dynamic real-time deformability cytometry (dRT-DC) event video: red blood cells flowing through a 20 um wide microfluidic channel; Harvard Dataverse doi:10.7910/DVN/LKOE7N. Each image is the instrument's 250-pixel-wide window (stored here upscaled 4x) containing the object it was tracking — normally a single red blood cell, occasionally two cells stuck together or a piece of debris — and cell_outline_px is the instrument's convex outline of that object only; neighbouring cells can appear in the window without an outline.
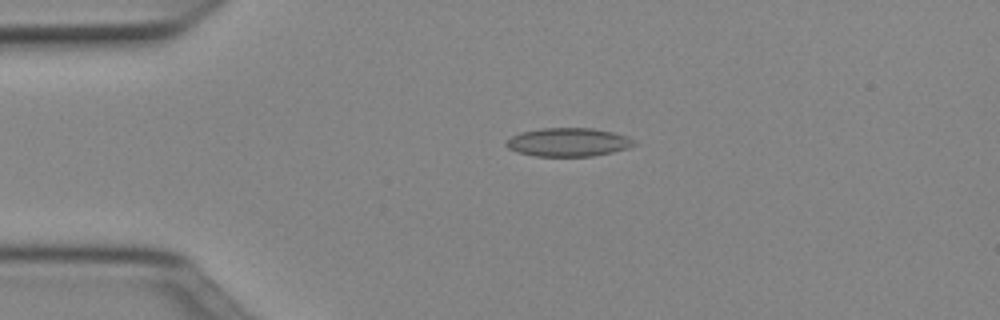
{"species": "Egyptian fruit bat (a non-hibernating species)", "species_latin": "Rousettus aegyptiacus", "temperature_condition": "cold", "stored_images_in_passage": 49, "camera_frame_rate_fps": 3000, "um_per_image_px": 0.085, "animal": {"sex": "female"}, "frame": {"image": 1, "passage_image": 10, "time_ms": 3.0, "image_size_px": [1000, 320], "cell_outline_px": [[636, 144], [628, 148], [612, 152], [592, 156], [536, 156], [516, 152], [508, 148], [504, 144], [504, 140], [520, 132], [540, 128], [592, 128], [612, 132], [628, 136]], "centroid_in_image_um": [48.25, 12.08], "position_along_channel_um": 36.8, "area_um2": 21.33}}
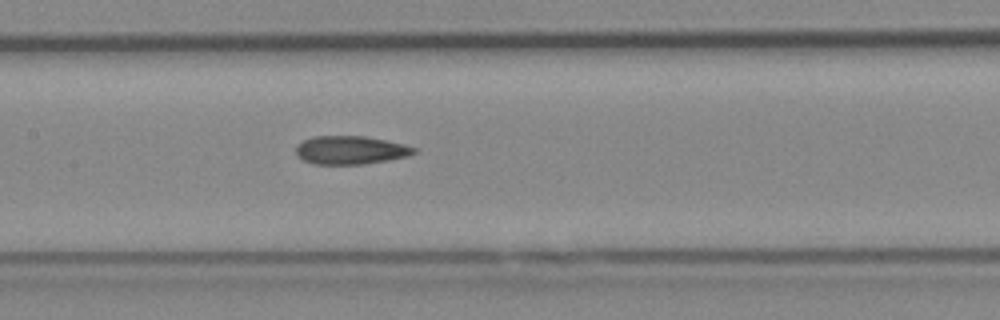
{"frame": {"image": 2, "passage_image": 23, "time_ms": 7.333, "image_size_px": [1000, 320], "cell_outline_px": [[416, 152], [408, 156], [388, 160], [364, 164], [312, 164], [296, 156], [296, 144], [312, 136], [364, 136], [404, 144], [416, 148]], "centroid_in_image_um": [29.76, 12.76], "position_along_channel_um": 177.6, "area_um2": 19.54}}
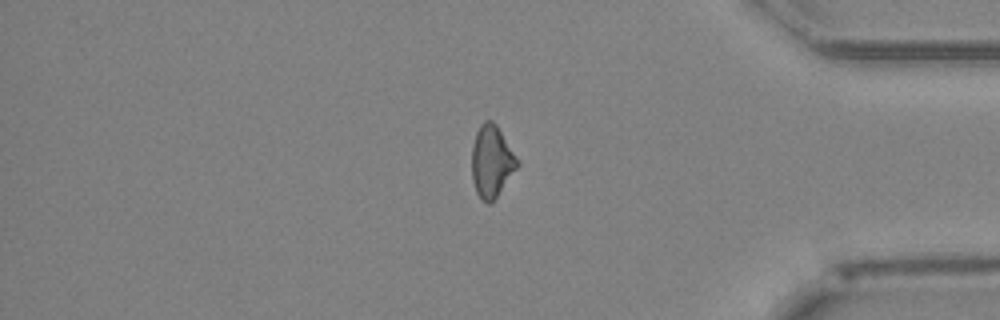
{"frame": {"image": 3, "passage_image": 41, "time_ms": 13.333, "image_size_px": [1000, 320], "cell_outline_px": [[520, 164], [496, 196], [488, 204], [480, 200], [476, 192], [472, 180], [472, 144], [476, 132], [480, 124], [484, 120], [492, 120], [496, 124], [520, 160]], "centroid_in_image_um": [41.79, 13.69], "position_along_channel_um": 393.4, "area_um2": 19.19}, "authors_computed_cell_mechanics": {"area_um2": 19.7098, "velocity_mm_per_s": 4.0143, "shape_relaxation_time_tau1_ms": null, "shape_relaxation_time_tau2_ms": 3.2042, "deformation_change_tau1": null, "deformation_change_tau2": 0.1051}}